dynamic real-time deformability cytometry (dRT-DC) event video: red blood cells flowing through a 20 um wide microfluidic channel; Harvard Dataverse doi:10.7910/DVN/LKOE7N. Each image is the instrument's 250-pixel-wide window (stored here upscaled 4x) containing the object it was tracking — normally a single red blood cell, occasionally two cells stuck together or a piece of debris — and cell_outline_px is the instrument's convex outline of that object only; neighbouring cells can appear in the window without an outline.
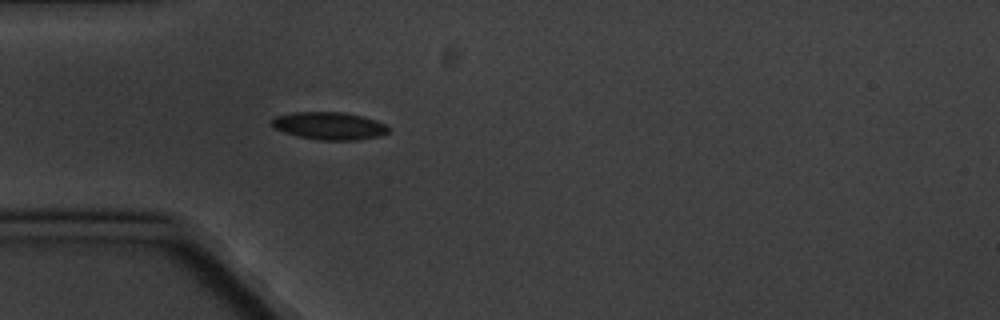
{"species": "common noctule bat (a hibernating species)", "species_latin": "Nyctalus noctula", "temperature_condition": "cold", "stored_images_in_passage": 6, "camera_frame_rate_fps": 3000, "um_per_image_px": 0.085, "animal": {"sex": "male", "body_mass_g": 20.1, "forearm_length_mm": 53.5}, "frame": {"image": 1, "passage_image": 6, "time_ms": 5.667, "image_size_px": [1000, 320], "cell_outline_px": [[392, 128], [388, 132], [380, 136], [356, 140], [320, 140], [300, 136], [284, 132], [268, 124], [276, 116], [292, 112], [344, 112], [376, 120]], "centroid_in_image_um": [28.0, 10.69], "position_along_channel_um": 57.0, "area_um2": 18.73}}